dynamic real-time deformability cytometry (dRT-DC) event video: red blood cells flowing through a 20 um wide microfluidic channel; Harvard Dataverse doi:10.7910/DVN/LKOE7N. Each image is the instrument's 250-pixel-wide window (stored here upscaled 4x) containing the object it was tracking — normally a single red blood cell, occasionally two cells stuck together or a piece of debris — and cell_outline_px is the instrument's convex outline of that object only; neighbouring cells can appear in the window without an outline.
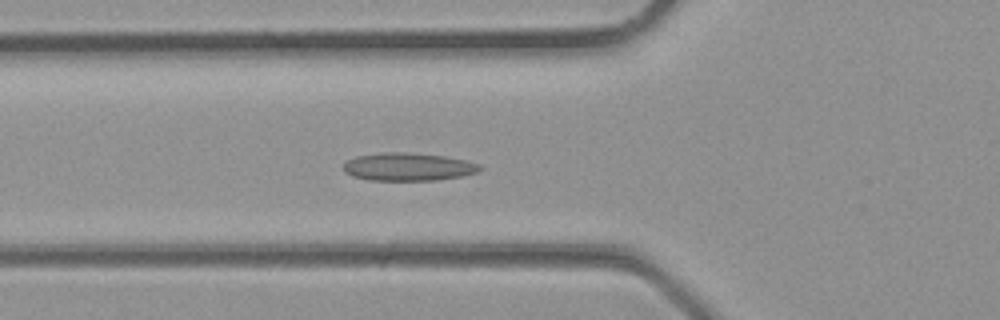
{"species": "common noctule bat (a hibernating species)", "species_latin": "Nyctalus noctula", "temperature_condition": "room temperature", "stored_images_in_passage": 31, "camera_frame_rate_fps": 3000, "um_per_image_px": 0.085, "animal": {"sex": "male", "body_mass_g": 23.1, "forearm_length_mm": 52.7}, "frame": {"image": 1, "passage_image": 12, "time_ms": 3.667, "image_size_px": [1000, 320], "cell_outline_px": [[484, 168], [476, 172], [464, 176], [436, 180], [368, 180], [352, 176], [344, 172], [344, 164], [348, 160], [356, 156], [384, 152], [404, 152], [444, 156], [468, 160], [480, 164]], "centroid_in_image_um": [34.73, 14.18], "position_along_channel_um": 91.1, "area_um2": 22.31}}
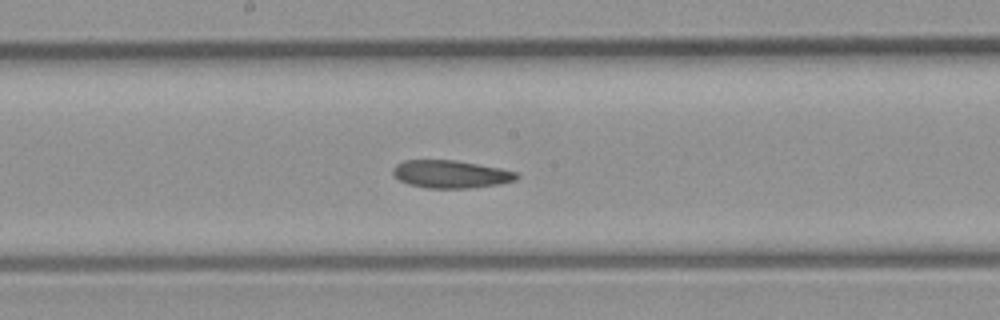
{"frame": {"image": 2, "passage_image": 18, "time_ms": 5.667, "image_size_px": [1000, 320], "cell_outline_px": [[520, 176], [516, 180], [500, 184], [472, 188], [428, 188], [408, 184], [400, 180], [392, 172], [392, 168], [396, 164], [404, 160], [456, 160], [500, 168], [516, 172]], "centroid_in_image_um": [38.33, 14.8], "position_along_channel_um": 209.9, "area_um2": 20.06}}
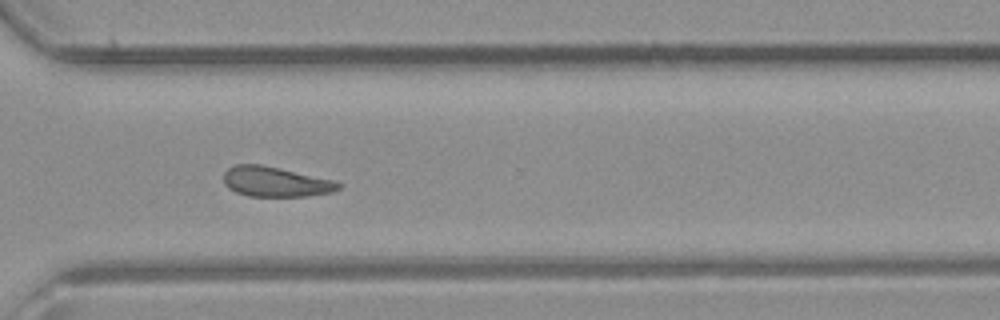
{"frame": {"image": 3, "passage_image": 25, "time_ms": 8.0, "image_size_px": [1000, 320], "cell_outline_px": [[344, 184], [340, 188], [332, 192], [304, 196], [248, 196], [236, 192], [228, 188], [224, 184], [224, 172], [228, 168], [236, 164], [260, 164], [280, 168], [336, 180]], "centroid_in_image_um": [23.44, 15.44], "position_along_channel_um": 347.2, "area_um2": 20.23}}